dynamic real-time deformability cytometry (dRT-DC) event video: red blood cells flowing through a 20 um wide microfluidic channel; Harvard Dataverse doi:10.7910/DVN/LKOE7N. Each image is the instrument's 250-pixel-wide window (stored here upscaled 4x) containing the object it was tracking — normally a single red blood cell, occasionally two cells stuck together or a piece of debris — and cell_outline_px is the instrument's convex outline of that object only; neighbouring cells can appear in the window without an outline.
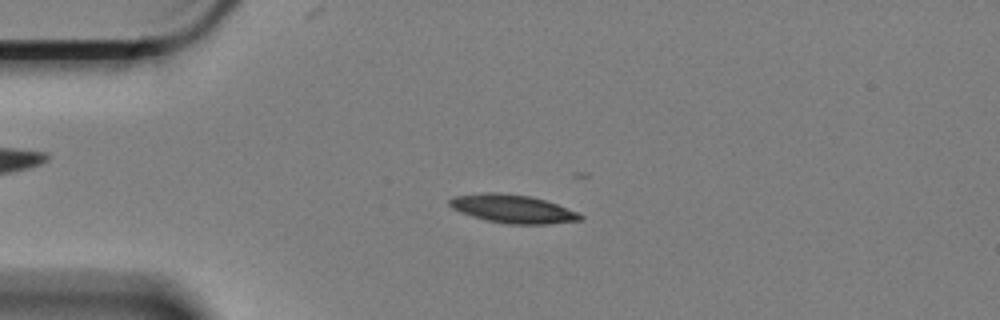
{"species": "Egyptian fruit bat (a non-hibernating species)", "species_latin": "Rousettus aegyptiacus", "temperature_condition": "cold", "stored_images_in_passage": 16, "camera_frame_rate_fps": 3000, "um_per_image_px": 0.085, "animal": {"sex": "female"}, "frame": {"image": 1, "passage_image": 11, "time_ms": 3.333, "image_size_px": [1000, 320], "cell_outline_px": [[584, 216], [580, 220], [544, 224], [508, 224], [488, 220], [472, 216], [460, 212], [452, 208], [448, 204], [448, 200], [452, 196], [484, 192], [496, 192], [532, 196], [556, 204], [576, 212]], "centroid_in_image_um": [43.52, 17.73], "position_along_channel_um": 41.5, "area_um2": 21.44}}